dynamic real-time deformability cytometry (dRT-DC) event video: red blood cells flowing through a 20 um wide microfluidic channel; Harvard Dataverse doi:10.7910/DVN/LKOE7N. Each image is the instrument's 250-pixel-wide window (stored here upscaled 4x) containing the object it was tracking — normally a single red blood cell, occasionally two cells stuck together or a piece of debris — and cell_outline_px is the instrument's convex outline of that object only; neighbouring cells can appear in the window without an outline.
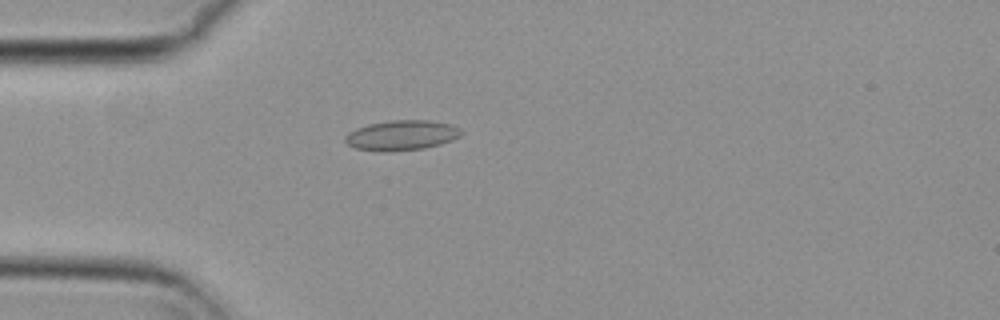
{"species": "common noctule bat (a hibernating species)", "species_latin": "Nyctalus noctula", "temperature_condition": "cold", "stored_images_in_passage": 48, "camera_frame_rate_fps": 3000, "um_per_image_px": 0.085, "animal": {"sex": "female", "body_mass_g": 29.2, "forearm_length_mm": 56.3}, "frame": {"image": 1, "passage_image": 11, "time_ms": 3.333, "image_size_px": [1000, 320], "cell_outline_px": [[464, 132], [460, 136], [452, 140], [440, 144], [424, 148], [384, 152], [356, 148], [348, 144], [344, 140], [344, 136], [348, 132], [356, 128], [368, 124], [388, 120], [428, 120], [452, 124], [460, 128]], "centroid_in_image_um": [34.15, 11.49], "position_along_channel_um": 50.9, "area_um2": 20.46}}
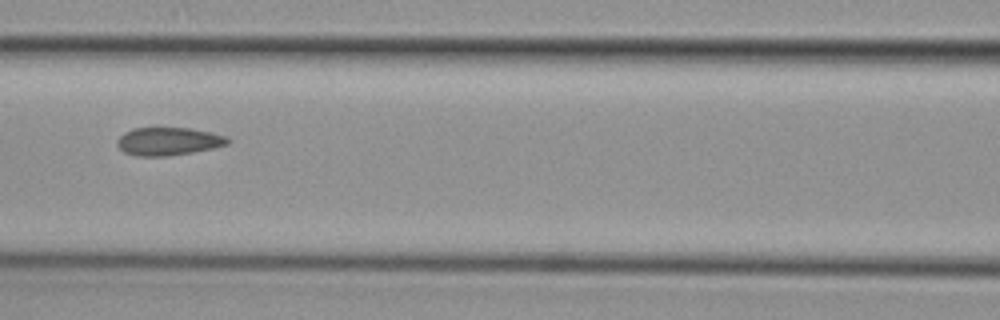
{"frame": {"image": 2, "passage_image": 20, "time_ms": 6.333, "image_size_px": [1000, 320], "cell_outline_px": [[232, 140], [228, 144], [212, 148], [192, 152], [168, 156], [136, 156], [124, 152], [116, 144], [116, 140], [124, 132], [132, 128], [192, 128], [212, 132], [228, 136]], "centroid_in_image_um": [14.33, 12.01], "position_along_channel_um": 152.3, "area_um2": 18.21}}
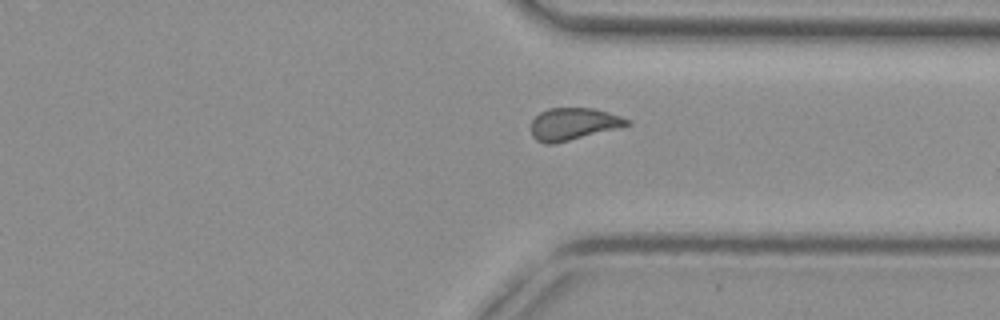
{"frame": {"image": 3, "passage_image": 37, "time_ms": 12.0, "image_size_px": [1000, 320], "cell_outline_px": [[632, 124], [556, 144], [544, 144], [536, 140], [532, 136], [532, 120], [540, 112], [548, 108], [592, 108], [608, 112], [620, 116], [628, 120]], "centroid_in_image_um": [48.7, 10.54], "position_along_channel_um": 362.7, "area_um2": 17.92}}